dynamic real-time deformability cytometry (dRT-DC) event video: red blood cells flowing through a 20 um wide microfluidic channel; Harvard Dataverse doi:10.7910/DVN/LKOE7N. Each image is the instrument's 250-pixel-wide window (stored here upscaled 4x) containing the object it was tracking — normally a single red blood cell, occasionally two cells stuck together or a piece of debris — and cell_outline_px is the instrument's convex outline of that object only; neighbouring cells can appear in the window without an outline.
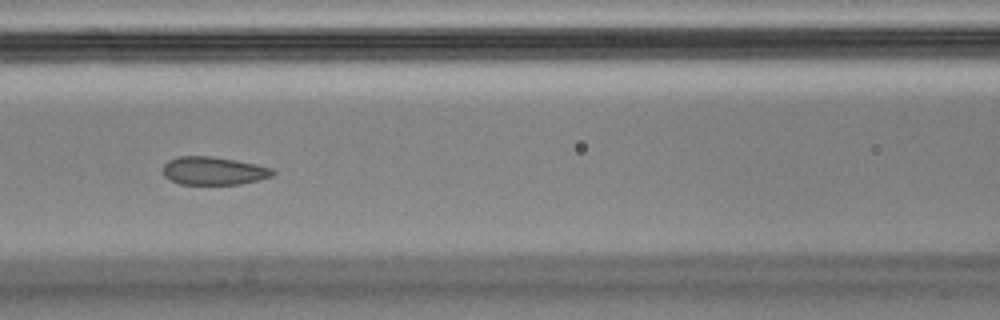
{"species": "Egyptian fruit bat (a non-hibernating species)", "species_latin": "Rousettus aegyptiacus", "temperature_condition": "cold", "stored_images_in_passage": 10, "camera_frame_rate_fps": 3000, "um_per_image_px": 0.085, "animal": {"sex": "male"}, "frame": {"image": 1, "passage_image": 6, "time_ms": 1.667, "image_size_px": [1000, 320], "cell_outline_px": [[276, 172], [272, 176], [240, 184], [180, 184], [164, 176], [164, 164], [168, 160], [176, 156], [212, 156], [236, 160], [256, 164], [272, 168]], "centroid_in_image_um": [18.15, 14.51], "position_along_channel_um": 148.4, "area_um2": 17.92}}
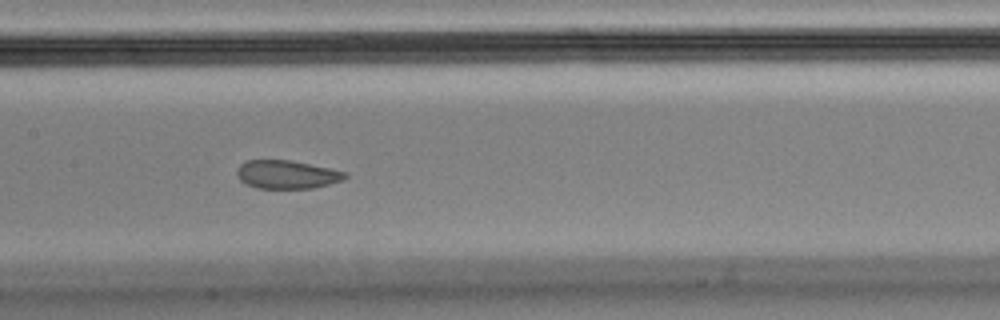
{"frame": {"image": 2, "passage_image": 7, "time_ms": 2.0, "image_size_px": [1000, 320], "cell_outline_px": [[348, 176], [344, 180], [312, 188], [256, 188], [240, 180], [236, 172], [240, 164], [248, 160], [288, 160], [348, 172]], "centroid_in_image_um": [24.39, 14.83], "position_along_channel_um": 183.0, "area_um2": 17.69}}